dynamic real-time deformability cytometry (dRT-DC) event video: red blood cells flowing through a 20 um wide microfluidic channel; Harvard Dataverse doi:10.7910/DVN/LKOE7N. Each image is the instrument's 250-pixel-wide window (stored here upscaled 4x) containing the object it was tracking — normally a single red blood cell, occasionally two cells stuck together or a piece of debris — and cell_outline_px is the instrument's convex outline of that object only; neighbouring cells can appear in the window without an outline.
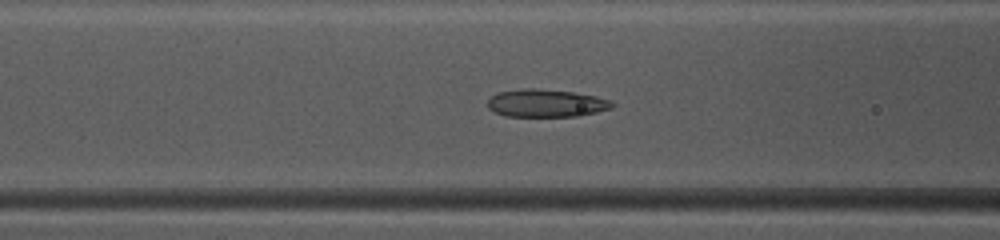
{"species": "common noctule bat (a hibernating species)", "species_latin": "Nyctalus noctula", "temperature_condition": "warm", "stored_images_in_passage": 39, "camera_frame_rate_fps": 3000, "um_per_image_px": 0.085, "animal": {"sex": "female", "body_mass_g": 10.0, "forearm_length_mm": 53.1}, "frame": {"image": 1, "passage_image": 11, "time_ms": 3.333, "image_size_px": [1000, 240], "cell_outline_px": [[616, 104], [612, 108], [596, 112], [576, 116], [504, 116], [488, 108], [488, 100], [496, 92], [524, 88], [536, 88], [572, 92], [596, 96], [612, 100]], "centroid_in_image_um": [46.43, 8.76], "position_along_channel_um": 120.2, "area_um2": 20.17}}
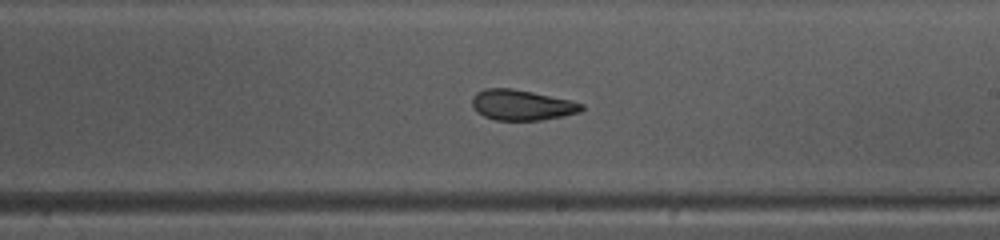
{"frame": {"image": 2, "passage_image": 20, "time_ms": 6.333, "image_size_px": [1000, 240], "cell_outline_px": [[584, 108], [580, 112], [564, 116], [540, 120], [496, 120], [484, 116], [476, 112], [472, 104], [472, 96], [476, 92], [484, 88], [512, 88], [572, 100], [584, 104]], "centroid_in_image_um": [44.35, 8.92], "position_along_channel_um": 244.7, "area_um2": 19.59}}
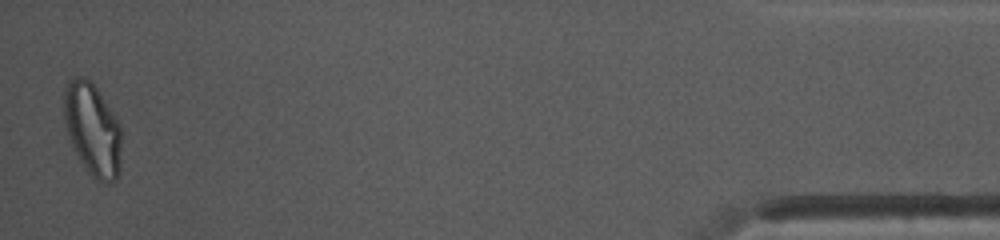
{"frame": {"image": 3, "passage_image": 39, "time_ms": 12.667, "image_size_px": [1000, 240], "cell_outline_px": [[120, 168], [116, 180], [112, 184], [108, 184], [96, 180], [88, 172], [80, 160], [68, 140], [64, 124], [64, 88], [68, 80], [76, 76], [80, 76], [92, 80], [120, 124]], "centroid_in_image_um": [7.84, 11.0], "position_along_channel_um": 427.4, "area_um2": 31.44}, "authors_computed_cell_mechanics": {"area_um2": 20.808, "velocity_mm_per_s": 4.135, "shape_relaxation_time_tau1_ms": 6.1296, "shape_relaxation_time_tau2_ms": 3.3151, "deformation_change_tau1": 0.1689, "deformation_change_tau2": 0.0548}}